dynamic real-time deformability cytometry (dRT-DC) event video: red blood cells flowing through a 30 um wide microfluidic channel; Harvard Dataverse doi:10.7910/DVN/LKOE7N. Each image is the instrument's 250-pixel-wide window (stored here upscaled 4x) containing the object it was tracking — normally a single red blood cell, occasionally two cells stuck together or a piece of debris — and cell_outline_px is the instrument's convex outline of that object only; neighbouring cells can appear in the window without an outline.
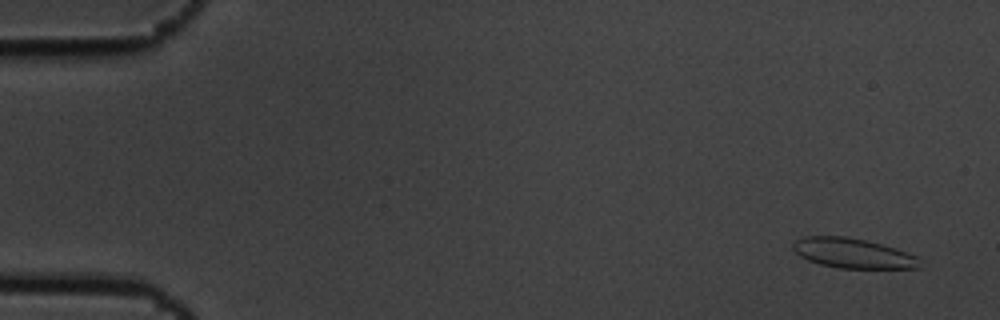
{"species": "common noctule bat (a hibernating species)", "species_latin": "Nyctalus noctula", "temperature_condition": "cold", "stored_images_in_passage": 7, "camera_frame_rate_fps": 3000, "um_per_image_px": 0.085, "animal": {"sex": "male", "body_mass_g": 19.5, "forearm_length_mm": 54.6}, "frame": {"image": 1, "passage_image": 7, "time_ms": 2.0, "image_size_px": [1000, 320], "cell_outline_px": [[920, 268], [836, 268], [820, 264], [808, 260], [800, 256], [792, 248], [792, 244], [796, 240], [804, 236], [844, 236], [864, 240], [896, 248], [916, 256], [920, 260]], "centroid_in_image_um": [72.47, 21.53], "position_along_channel_um": 12.5, "area_um2": 21.96}}